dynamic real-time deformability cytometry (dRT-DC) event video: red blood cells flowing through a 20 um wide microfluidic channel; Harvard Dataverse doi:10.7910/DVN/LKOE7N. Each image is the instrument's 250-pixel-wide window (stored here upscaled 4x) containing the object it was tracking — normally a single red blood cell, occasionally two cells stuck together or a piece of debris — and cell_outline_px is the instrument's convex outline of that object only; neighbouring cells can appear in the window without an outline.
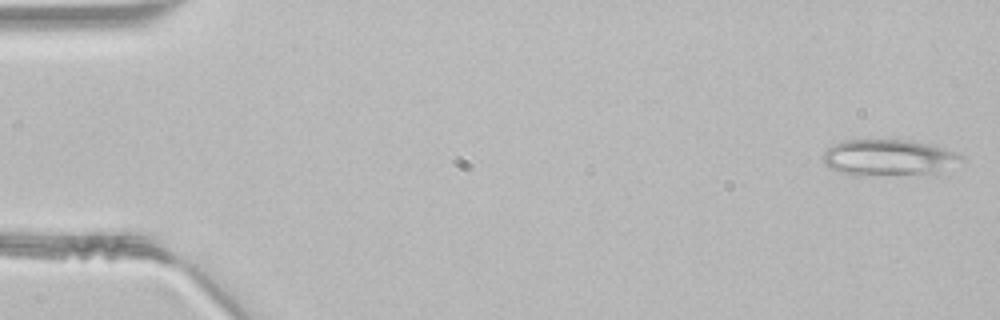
{"species": "common noctule bat (a hibernating species)", "species_latin": "Nyctalus noctula", "temperature_condition": "room temperature", "stored_images_in_passage": 46, "segment_of_instrument_passage": [1, 2], "camera_frame_rate_fps": 3000, "um_per_image_px": 0.085, "animal": {"sex": "male", "body_mass_g": 21.5, "forearm_length_mm": 52.0}, "frame": {"image": 1, "passage_image": 1, "time_ms": 0.0, "image_size_px": [1000, 320], "cell_outline_px": [[968, 160], [964, 164], [936, 172], [856, 176], [852, 176], [828, 168], [824, 164], [820, 156], [832, 144], [844, 140], [908, 140], [944, 148], [964, 156]], "centroid_in_image_um": [75.53, 13.4], "position_along_channel_um": 9.5, "area_um2": 29.54}}
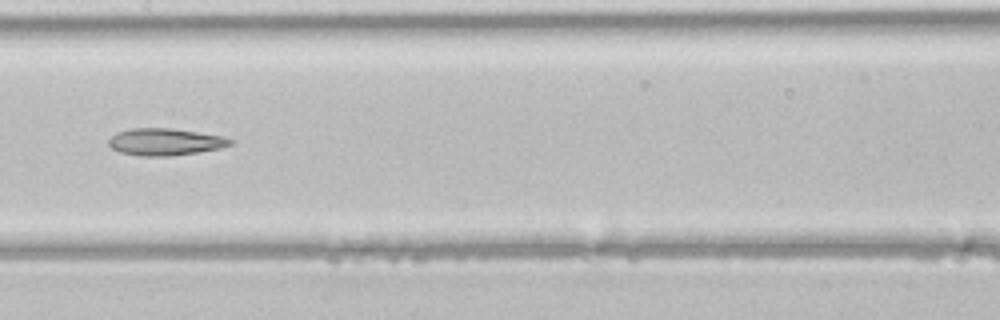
{"frame": {"image": 2, "passage_image": 23, "time_ms": 7.333, "image_size_px": [1000, 320], "cell_outline_px": [[232, 144], [220, 148], [196, 152], [168, 156], [140, 156], [120, 152], [112, 148], [108, 144], [108, 140], [116, 132], [132, 128], [172, 128], [224, 136], [232, 140]], "centroid_in_image_um": [14.01, 12.05], "position_along_channel_um": 193.4, "area_um2": 19.07}}
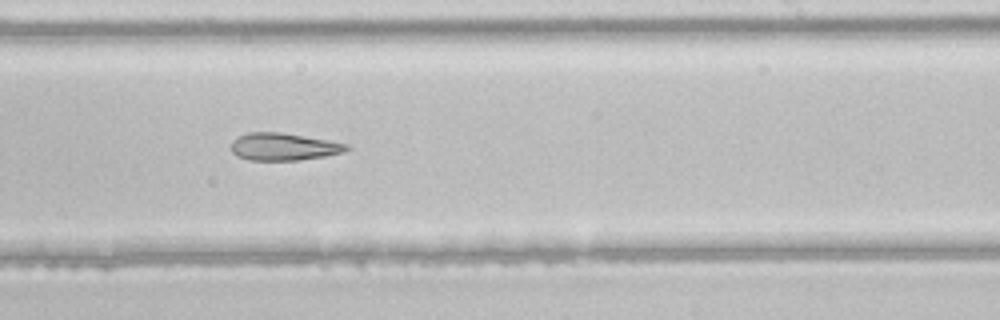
{"frame": {"image": 3, "passage_image": 28, "time_ms": 9.0, "image_size_px": [1000, 320], "cell_outline_px": [[352, 148], [344, 152], [324, 156], [296, 160], [248, 160], [236, 156], [232, 152], [232, 140], [236, 136], [248, 132], [280, 132], [328, 140], [348, 144]], "centroid_in_image_um": [24.09, 12.46], "position_along_channel_um": 264.9, "area_um2": 18.5}}